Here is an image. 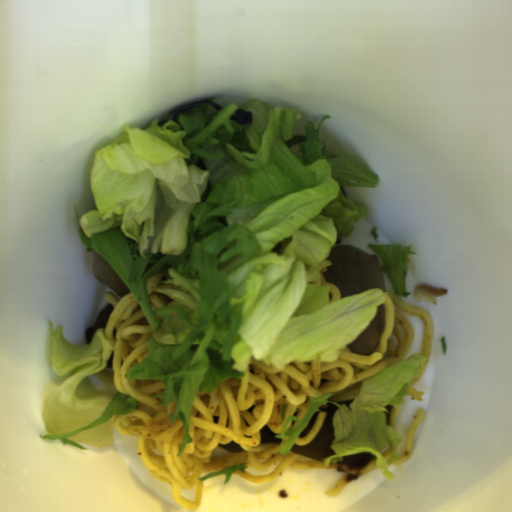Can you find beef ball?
Wrapping results in <instances>:
<instances>
[{"instance_id": "obj_1", "label": "beef ball", "mask_w": 512, "mask_h": 512, "mask_svg": "<svg viewBox=\"0 0 512 512\" xmlns=\"http://www.w3.org/2000/svg\"><path fill=\"white\" fill-rule=\"evenodd\" d=\"M331 264L325 268L326 282L338 288L340 300L368 289L387 291L382 262L376 253H368L357 245L343 244L332 248Z\"/></svg>"}, {"instance_id": "obj_3", "label": "beef ball", "mask_w": 512, "mask_h": 512, "mask_svg": "<svg viewBox=\"0 0 512 512\" xmlns=\"http://www.w3.org/2000/svg\"><path fill=\"white\" fill-rule=\"evenodd\" d=\"M92 271L97 280L117 296L131 294L115 269L98 252L93 250Z\"/></svg>"}, {"instance_id": "obj_2", "label": "beef ball", "mask_w": 512, "mask_h": 512, "mask_svg": "<svg viewBox=\"0 0 512 512\" xmlns=\"http://www.w3.org/2000/svg\"><path fill=\"white\" fill-rule=\"evenodd\" d=\"M385 323L384 300L376 306L369 326L346 347L354 355L369 356L377 348Z\"/></svg>"}]
</instances>
